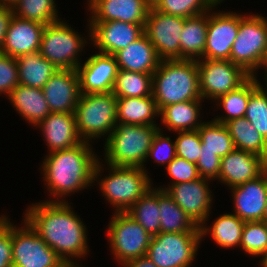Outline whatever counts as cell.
Listing matches in <instances>:
<instances>
[{"mask_svg":"<svg viewBox=\"0 0 267 267\" xmlns=\"http://www.w3.org/2000/svg\"><path fill=\"white\" fill-rule=\"evenodd\" d=\"M267 169V161L254 153L234 149L221 158L218 182L232 188L260 176Z\"/></svg>","mask_w":267,"mask_h":267,"instance_id":"obj_20","label":"cell"},{"mask_svg":"<svg viewBox=\"0 0 267 267\" xmlns=\"http://www.w3.org/2000/svg\"><path fill=\"white\" fill-rule=\"evenodd\" d=\"M90 23V41L99 53L114 55L144 34L145 24L118 20ZM93 42V43H92ZM97 47V48H96Z\"/></svg>","mask_w":267,"mask_h":267,"instance_id":"obj_16","label":"cell"},{"mask_svg":"<svg viewBox=\"0 0 267 267\" xmlns=\"http://www.w3.org/2000/svg\"><path fill=\"white\" fill-rule=\"evenodd\" d=\"M86 38L78 31L67 24L62 19L44 27L39 52L41 55L53 63L59 69L77 70L81 64L82 51L85 48L86 41L90 43V23Z\"/></svg>","mask_w":267,"mask_h":267,"instance_id":"obj_7","label":"cell"},{"mask_svg":"<svg viewBox=\"0 0 267 267\" xmlns=\"http://www.w3.org/2000/svg\"><path fill=\"white\" fill-rule=\"evenodd\" d=\"M8 217L0 215V267H13L11 222Z\"/></svg>","mask_w":267,"mask_h":267,"instance_id":"obj_45","label":"cell"},{"mask_svg":"<svg viewBox=\"0 0 267 267\" xmlns=\"http://www.w3.org/2000/svg\"><path fill=\"white\" fill-rule=\"evenodd\" d=\"M9 102L27 123L36 127L50 113L42 89L18 84L9 94Z\"/></svg>","mask_w":267,"mask_h":267,"instance_id":"obj_25","label":"cell"},{"mask_svg":"<svg viewBox=\"0 0 267 267\" xmlns=\"http://www.w3.org/2000/svg\"><path fill=\"white\" fill-rule=\"evenodd\" d=\"M152 94L159 111L178 102L203 100L197 60H161L153 73Z\"/></svg>","mask_w":267,"mask_h":267,"instance_id":"obj_3","label":"cell"},{"mask_svg":"<svg viewBox=\"0 0 267 267\" xmlns=\"http://www.w3.org/2000/svg\"><path fill=\"white\" fill-rule=\"evenodd\" d=\"M244 224L245 221L238 218L235 214L225 213L217 217L212 225L204 222L199 227L201 239L210 234L214 242L218 246H221V248L230 249L235 246L240 247Z\"/></svg>","mask_w":267,"mask_h":267,"instance_id":"obj_30","label":"cell"},{"mask_svg":"<svg viewBox=\"0 0 267 267\" xmlns=\"http://www.w3.org/2000/svg\"><path fill=\"white\" fill-rule=\"evenodd\" d=\"M250 96V77L237 89L215 100L216 105L223 108L225 115H217L214 121L226 124L228 121L245 117ZM218 102V103H217Z\"/></svg>","mask_w":267,"mask_h":267,"instance_id":"obj_37","label":"cell"},{"mask_svg":"<svg viewBox=\"0 0 267 267\" xmlns=\"http://www.w3.org/2000/svg\"><path fill=\"white\" fill-rule=\"evenodd\" d=\"M245 118L267 140V92L250 76V96Z\"/></svg>","mask_w":267,"mask_h":267,"instance_id":"obj_38","label":"cell"},{"mask_svg":"<svg viewBox=\"0 0 267 267\" xmlns=\"http://www.w3.org/2000/svg\"><path fill=\"white\" fill-rule=\"evenodd\" d=\"M114 57L118 69L141 73H154L161 61L145 33L136 41L117 51Z\"/></svg>","mask_w":267,"mask_h":267,"instance_id":"obj_24","label":"cell"},{"mask_svg":"<svg viewBox=\"0 0 267 267\" xmlns=\"http://www.w3.org/2000/svg\"><path fill=\"white\" fill-rule=\"evenodd\" d=\"M201 242V233L160 232L152 236L146 255L157 267H190Z\"/></svg>","mask_w":267,"mask_h":267,"instance_id":"obj_10","label":"cell"},{"mask_svg":"<svg viewBox=\"0 0 267 267\" xmlns=\"http://www.w3.org/2000/svg\"><path fill=\"white\" fill-rule=\"evenodd\" d=\"M45 25L22 19L14 14L9 22L0 53L18 58L24 54L39 52Z\"/></svg>","mask_w":267,"mask_h":267,"instance_id":"obj_22","label":"cell"},{"mask_svg":"<svg viewBox=\"0 0 267 267\" xmlns=\"http://www.w3.org/2000/svg\"><path fill=\"white\" fill-rule=\"evenodd\" d=\"M162 129L160 128L155 134L147 160L152 157L158 166H167L176 157V147L175 141L173 142L170 137L164 136Z\"/></svg>","mask_w":267,"mask_h":267,"instance_id":"obj_42","label":"cell"},{"mask_svg":"<svg viewBox=\"0 0 267 267\" xmlns=\"http://www.w3.org/2000/svg\"><path fill=\"white\" fill-rule=\"evenodd\" d=\"M59 267H82L80 266L77 261L75 262H63Z\"/></svg>","mask_w":267,"mask_h":267,"instance_id":"obj_51","label":"cell"},{"mask_svg":"<svg viewBox=\"0 0 267 267\" xmlns=\"http://www.w3.org/2000/svg\"><path fill=\"white\" fill-rule=\"evenodd\" d=\"M153 73L118 69L113 94L116 97H145L152 95Z\"/></svg>","mask_w":267,"mask_h":267,"instance_id":"obj_35","label":"cell"},{"mask_svg":"<svg viewBox=\"0 0 267 267\" xmlns=\"http://www.w3.org/2000/svg\"><path fill=\"white\" fill-rule=\"evenodd\" d=\"M19 84L16 58L0 53V96L8 94Z\"/></svg>","mask_w":267,"mask_h":267,"instance_id":"obj_44","label":"cell"},{"mask_svg":"<svg viewBox=\"0 0 267 267\" xmlns=\"http://www.w3.org/2000/svg\"><path fill=\"white\" fill-rule=\"evenodd\" d=\"M210 182L211 180L200 177L191 182L164 185L158 188L165 191L189 218L200 227L204 222L208 221L212 212L213 194H211Z\"/></svg>","mask_w":267,"mask_h":267,"instance_id":"obj_14","label":"cell"},{"mask_svg":"<svg viewBox=\"0 0 267 267\" xmlns=\"http://www.w3.org/2000/svg\"><path fill=\"white\" fill-rule=\"evenodd\" d=\"M155 117H159V110L153 94L145 97H117V123L158 126Z\"/></svg>","mask_w":267,"mask_h":267,"instance_id":"obj_27","label":"cell"},{"mask_svg":"<svg viewBox=\"0 0 267 267\" xmlns=\"http://www.w3.org/2000/svg\"><path fill=\"white\" fill-rule=\"evenodd\" d=\"M185 19L150 7L144 33L155 47L161 60L180 59V36Z\"/></svg>","mask_w":267,"mask_h":267,"instance_id":"obj_13","label":"cell"},{"mask_svg":"<svg viewBox=\"0 0 267 267\" xmlns=\"http://www.w3.org/2000/svg\"><path fill=\"white\" fill-rule=\"evenodd\" d=\"M236 149L254 153L267 161V140L245 118H237L225 124Z\"/></svg>","mask_w":267,"mask_h":267,"instance_id":"obj_32","label":"cell"},{"mask_svg":"<svg viewBox=\"0 0 267 267\" xmlns=\"http://www.w3.org/2000/svg\"><path fill=\"white\" fill-rule=\"evenodd\" d=\"M42 91L51 112L74 113L81 95L78 71L58 69Z\"/></svg>","mask_w":267,"mask_h":267,"instance_id":"obj_18","label":"cell"},{"mask_svg":"<svg viewBox=\"0 0 267 267\" xmlns=\"http://www.w3.org/2000/svg\"><path fill=\"white\" fill-rule=\"evenodd\" d=\"M107 226L110 252L120 265L147 254L152 236L126 212H114Z\"/></svg>","mask_w":267,"mask_h":267,"instance_id":"obj_9","label":"cell"},{"mask_svg":"<svg viewBox=\"0 0 267 267\" xmlns=\"http://www.w3.org/2000/svg\"><path fill=\"white\" fill-rule=\"evenodd\" d=\"M202 99L217 100L237 89L250 75L230 60H197Z\"/></svg>","mask_w":267,"mask_h":267,"instance_id":"obj_12","label":"cell"},{"mask_svg":"<svg viewBox=\"0 0 267 267\" xmlns=\"http://www.w3.org/2000/svg\"><path fill=\"white\" fill-rule=\"evenodd\" d=\"M216 6L208 12L206 45L201 59L230 60L232 45L239 30L241 14L233 11H212L216 9Z\"/></svg>","mask_w":267,"mask_h":267,"instance_id":"obj_15","label":"cell"},{"mask_svg":"<svg viewBox=\"0 0 267 267\" xmlns=\"http://www.w3.org/2000/svg\"><path fill=\"white\" fill-rule=\"evenodd\" d=\"M12 15V7L0 6V50L3 46L5 35Z\"/></svg>","mask_w":267,"mask_h":267,"instance_id":"obj_47","label":"cell"},{"mask_svg":"<svg viewBox=\"0 0 267 267\" xmlns=\"http://www.w3.org/2000/svg\"><path fill=\"white\" fill-rule=\"evenodd\" d=\"M208 28V12L188 17L180 36V59L199 60L203 57Z\"/></svg>","mask_w":267,"mask_h":267,"instance_id":"obj_28","label":"cell"},{"mask_svg":"<svg viewBox=\"0 0 267 267\" xmlns=\"http://www.w3.org/2000/svg\"><path fill=\"white\" fill-rule=\"evenodd\" d=\"M89 22L118 20L146 24L150 6L144 0H87Z\"/></svg>","mask_w":267,"mask_h":267,"instance_id":"obj_21","label":"cell"},{"mask_svg":"<svg viewBox=\"0 0 267 267\" xmlns=\"http://www.w3.org/2000/svg\"><path fill=\"white\" fill-rule=\"evenodd\" d=\"M176 133L178 134L175 140L176 156L196 164L200 156L202 145L198 130Z\"/></svg>","mask_w":267,"mask_h":267,"instance_id":"obj_41","label":"cell"},{"mask_svg":"<svg viewBox=\"0 0 267 267\" xmlns=\"http://www.w3.org/2000/svg\"><path fill=\"white\" fill-rule=\"evenodd\" d=\"M233 214L245 222L263 221L267 200V169L257 178L230 188Z\"/></svg>","mask_w":267,"mask_h":267,"instance_id":"obj_19","label":"cell"},{"mask_svg":"<svg viewBox=\"0 0 267 267\" xmlns=\"http://www.w3.org/2000/svg\"><path fill=\"white\" fill-rule=\"evenodd\" d=\"M202 101L204 102V100L184 101L163 107L159 111L161 124L166 126L169 132L197 130L204 123L200 120Z\"/></svg>","mask_w":267,"mask_h":267,"instance_id":"obj_26","label":"cell"},{"mask_svg":"<svg viewBox=\"0 0 267 267\" xmlns=\"http://www.w3.org/2000/svg\"><path fill=\"white\" fill-rule=\"evenodd\" d=\"M221 158L214 152L201 151L196 163L199 176L205 179L218 180L220 173Z\"/></svg>","mask_w":267,"mask_h":267,"instance_id":"obj_46","label":"cell"},{"mask_svg":"<svg viewBox=\"0 0 267 267\" xmlns=\"http://www.w3.org/2000/svg\"><path fill=\"white\" fill-rule=\"evenodd\" d=\"M23 226L11 222L13 267H59L64 261L23 219Z\"/></svg>","mask_w":267,"mask_h":267,"instance_id":"obj_11","label":"cell"},{"mask_svg":"<svg viewBox=\"0 0 267 267\" xmlns=\"http://www.w3.org/2000/svg\"><path fill=\"white\" fill-rule=\"evenodd\" d=\"M150 7H154L159 0H144Z\"/></svg>","mask_w":267,"mask_h":267,"instance_id":"obj_53","label":"cell"},{"mask_svg":"<svg viewBox=\"0 0 267 267\" xmlns=\"http://www.w3.org/2000/svg\"><path fill=\"white\" fill-rule=\"evenodd\" d=\"M201 140V151L214 152L220 158L225 157L235 149L227 126L223 123L207 121L197 129Z\"/></svg>","mask_w":267,"mask_h":267,"instance_id":"obj_34","label":"cell"},{"mask_svg":"<svg viewBox=\"0 0 267 267\" xmlns=\"http://www.w3.org/2000/svg\"><path fill=\"white\" fill-rule=\"evenodd\" d=\"M259 263L261 267H267V253L262 258H260Z\"/></svg>","mask_w":267,"mask_h":267,"instance_id":"obj_52","label":"cell"},{"mask_svg":"<svg viewBox=\"0 0 267 267\" xmlns=\"http://www.w3.org/2000/svg\"><path fill=\"white\" fill-rule=\"evenodd\" d=\"M263 221H264V222H267V200H266V206H265V211H264Z\"/></svg>","mask_w":267,"mask_h":267,"instance_id":"obj_55","label":"cell"},{"mask_svg":"<svg viewBox=\"0 0 267 267\" xmlns=\"http://www.w3.org/2000/svg\"><path fill=\"white\" fill-rule=\"evenodd\" d=\"M160 209V232L166 233H201L189 216L162 189L158 188Z\"/></svg>","mask_w":267,"mask_h":267,"instance_id":"obj_31","label":"cell"},{"mask_svg":"<svg viewBox=\"0 0 267 267\" xmlns=\"http://www.w3.org/2000/svg\"><path fill=\"white\" fill-rule=\"evenodd\" d=\"M215 5L218 6V4L220 5V3H222L224 0H213Z\"/></svg>","mask_w":267,"mask_h":267,"instance_id":"obj_56","label":"cell"},{"mask_svg":"<svg viewBox=\"0 0 267 267\" xmlns=\"http://www.w3.org/2000/svg\"><path fill=\"white\" fill-rule=\"evenodd\" d=\"M94 169V183H98L104 199L115 212H127L149 189L153 182L143 167L112 166L107 164L109 174L101 179L104 170L99 158ZM101 174V175H100ZM96 181V182H95Z\"/></svg>","mask_w":267,"mask_h":267,"instance_id":"obj_4","label":"cell"},{"mask_svg":"<svg viewBox=\"0 0 267 267\" xmlns=\"http://www.w3.org/2000/svg\"><path fill=\"white\" fill-rule=\"evenodd\" d=\"M12 10L13 14L19 18L36 21L43 25L61 20L54 0H18Z\"/></svg>","mask_w":267,"mask_h":267,"instance_id":"obj_36","label":"cell"},{"mask_svg":"<svg viewBox=\"0 0 267 267\" xmlns=\"http://www.w3.org/2000/svg\"><path fill=\"white\" fill-rule=\"evenodd\" d=\"M93 151L92 144L83 141L72 148L44 156L40 164L41 174L47 193L54 197L47 202H66L63 197L94 185V169L99 157Z\"/></svg>","mask_w":267,"mask_h":267,"instance_id":"obj_2","label":"cell"},{"mask_svg":"<svg viewBox=\"0 0 267 267\" xmlns=\"http://www.w3.org/2000/svg\"><path fill=\"white\" fill-rule=\"evenodd\" d=\"M213 7V0H159L153 8L165 14L188 18L209 12Z\"/></svg>","mask_w":267,"mask_h":267,"instance_id":"obj_39","label":"cell"},{"mask_svg":"<svg viewBox=\"0 0 267 267\" xmlns=\"http://www.w3.org/2000/svg\"><path fill=\"white\" fill-rule=\"evenodd\" d=\"M126 213L151 236L159 234L161 214L158 205V188L149 189Z\"/></svg>","mask_w":267,"mask_h":267,"instance_id":"obj_33","label":"cell"},{"mask_svg":"<svg viewBox=\"0 0 267 267\" xmlns=\"http://www.w3.org/2000/svg\"><path fill=\"white\" fill-rule=\"evenodd\" d=\"M81 93L112 92L118 65L114 55L96 53L77 68Z\"/></svg>","mask_w":267,"mask_h":267,"instance_id":"obj_17","label":"cell"},{"mask_svg":"<svg viewBox=\"0 0 267 267\" xmlns=\"http://www.w3.org/2000/svg\"><path fill=\"white\" fill-rule=\"evenodd\" d=\"M165 169L172 178L169 185L191 182L200 178L196 164L178 156Z\"/></svg>","mask_w":267,"mask_h":267,"instance_id":"obj_43","label":"cell"},{"mask_svg":"<svg viewBox=\"0 0 267 267\" xmlns=\"http://www.w3.org/2000/svg\"><path fill=\"white\" fill-rule=\"evenodd\" d=\"M77 130L84 142L109 136L117 124V97L113 92L81 93L75 108Z\"/></svg>","mask_w":267,"mask_h":267,"instance_id":"obj_6","label":"cell"},{"mask_svg":"<svg viewBox=\"0 0 267 267\" xmlns=\"http://www.w3.org/2000/svg\"><path fill=\"white\" fill-rule=\"evenodd\" d=\"M37 127L42 131L49 153L83 142L77 130L75 113L51 112Z\"/></svg>","mask_w":267,"mask_h":267,"instance_id":"obj_23","label":"cell"},{"mask_svg":"<svg viewBox=\"0 0 267 267\" xmlns=\"http://www.w3.org/2000/svg\"><path fill=\"white\" fill-rule=\"evenodd\" d=\"M69 204L40 201L28 206L23 219L64 262H75L90 251L88 230Z\"/></svg>","mask_w":267,"mask_h":267,"instance_id":"obj_1","label":"cell"},{"mask_svg":"<svg viewBox=\"0 0 267 267\" xmlns=\"http://www.w3.org/2000/svg\"><path fill=\"white\" fill-rule=\"evenodd\" d=\"M239 248L253 257L262 258L267 253V230L264 221L245 222Z\"/></svg>","mask_w":267,"mask_h":267,"instance_id":"obj_40","label":"cell"},{"mask_svg":"<svg viewBox=\"0 0 267 267\" xmlns=\"http://www.w3.org/2000/svg\"><path fill=\"white\" fill-rule=\"evenodd\" d=\"M19 84L42 89L59 69L45 59L40 52L24 54L16 58Z\"/></svg>","mask_w":267,"mask_h":267,"instance_id":"obj_29","label":"cell"},{"mask_svg":"<svg viewBox=\"0 0 267 267\" xmlns=\"http://www.w3.org/2000/svg\"><path fill=\"white\" fill-rule=\"evenodd\" d=\"M262 67H263V69H265V74L264 75H267V49L265 50V52H264V54H263V56H262V59H261V61H260V64H259V66L257 67V70L251 75V77H253L255 80H257L258 82H259V79H257L258 77V75H257V71L259 70V69H262Z\"/></svg>","mask_w":267,"mask_h":267,"instance_id":"obj_49","label":"cell"},{"mask_svg":"<svg viewBox=\"0 0 267 267\" xmlns=\"http://www.w3.org/2000/svg\"><path fill=\"white\" fill-rule=\"evenodd\" d=\"M18 0H0V6L13 7Z\"/></svg>","mask_w":267,"mask_h":267,"instance_id":"obj_50","label":"cell"},{"mask_svg":"<svg viewBox=\"0 0 267 267\" xmlns=\"http://www.w3.org/2000/svg\"><path fill=\"white\" fill-rule=\"evenodd\" d=\"M267 49V17L261 14L243 15L237 37L232 45L230 61L250 76L257 70Z\"/></svg>","mask_w":267,"mask_h":267,"instance_id":"obj_8","label":"cell"},{"mask_svg":"<svg viewBox=\"0 0 267 267\" xmlns=\"http://www.w3.org/2000/svg\"><path fill=\"white\" fill-rule=\"evenodd\" d=\"M122 267H157L150 258L145 255L126 262Z\"/></svg>","mask_w":267,"mask_h":267,"instance_id":"obj_48","label":"cell"},{"mask_svg":"<svg viewBox=\"0 0 267 267\" xmlns=\"http://www.w3.org/2000/svg\"><path fill=\"white\" fill-rule=\"evenodd\" d=\"M159 126L117 123L105 138L104 161L112 166L143 167Z\"/></svg>","mask_w":267,"mask_h":267,"instance_id":"obj_5","label":"cell"},{"mask_svg":"<svg viewBox=\"0 0 267 267\" xmlns=\"http://www.w3.org/2000/svg\"><path fill=\"white\" fill-rule=\"evenodd\" d=\"M263 76H265L264 77V79L265 80H263V82L265 83V84H261V82L259 81V85L267 92V75H263Z\"/></svg>","mask_w":267,"mask_h":267,"instance_id":"obj_54","label":"cell"}]
</instances>
